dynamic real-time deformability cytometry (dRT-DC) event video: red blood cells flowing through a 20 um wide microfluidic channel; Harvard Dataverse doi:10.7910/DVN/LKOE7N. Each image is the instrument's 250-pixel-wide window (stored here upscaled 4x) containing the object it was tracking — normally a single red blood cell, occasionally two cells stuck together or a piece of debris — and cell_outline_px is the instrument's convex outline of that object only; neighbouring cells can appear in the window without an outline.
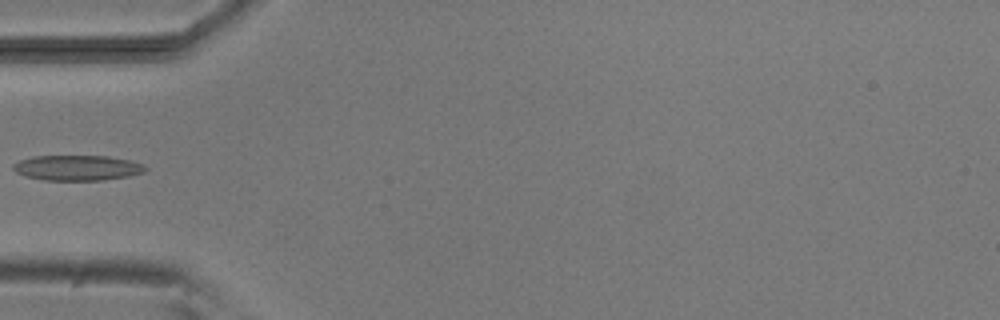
{"species": "common noctule bat (a hibernating species)", "species_latin": "Nyctalus noctula", "temperature_condition": "room temperature", "stored_images_in_passage": 4, "camera_frame_rate_fps": 3000, "um_per_image_px": 0.085, "animal": {"sex": "male", "body_mass_g": 20.5, "forearm_length_mm": 52.5}, "frame": {"image": 1, "passage_image": 4, "time_ms": 4.0, "image_size_px": [1000, 320], "cell_outline_px": [[148, 168], [144, 172], [128, 176], [100, 180], [44, 180], [24, 176], [16, 172], [12, 168], [12, 164], [20, 160], [32, 156], [108, 156], [128, 160], [140, 164]], "centroid_in_image_um": [6.51, 14.26], "position_along_channel_um": 78.5, "area_um2": 19.36}}